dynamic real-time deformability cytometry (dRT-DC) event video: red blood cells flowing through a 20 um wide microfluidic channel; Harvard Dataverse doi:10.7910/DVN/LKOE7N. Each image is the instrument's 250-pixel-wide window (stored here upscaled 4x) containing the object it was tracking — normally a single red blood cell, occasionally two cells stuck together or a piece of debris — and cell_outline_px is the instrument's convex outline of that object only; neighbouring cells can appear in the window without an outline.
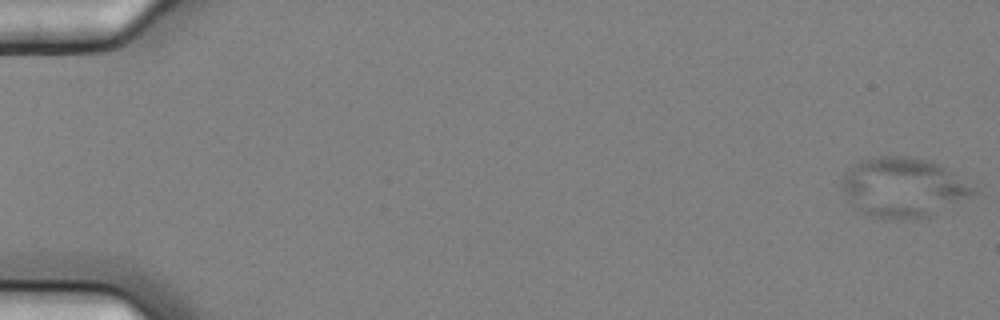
{"species": "common noctule bat (a hibernating species)", "species_latin": "Nyctalus noctula", "temperature_condition": "cold", "stored_images_in_passage": 7, "camera_frame_rate_fps": 3000, "um_per_image_px": 0.085, "animal": {"sex": "female", "body_mass_g": 25.1}, "frame": {"image": 1, "passage_image": 1, "time_ms": 0.0, "image_size_px": [1000, 320], "cell_outline_px": [[980, 192], [932, 216], [916, 220], [892, 220], [872, 216], [856, 208], [848, 200], [840, 184], [844, 176], [860, 160], [872, 156], [908, 156], [932, 160], [940, 164], [976, 188]], "centroid_in_image_um": [76.82, 15.94], "position_along_channel_um": 8.2, "area_um2": 46.07}}
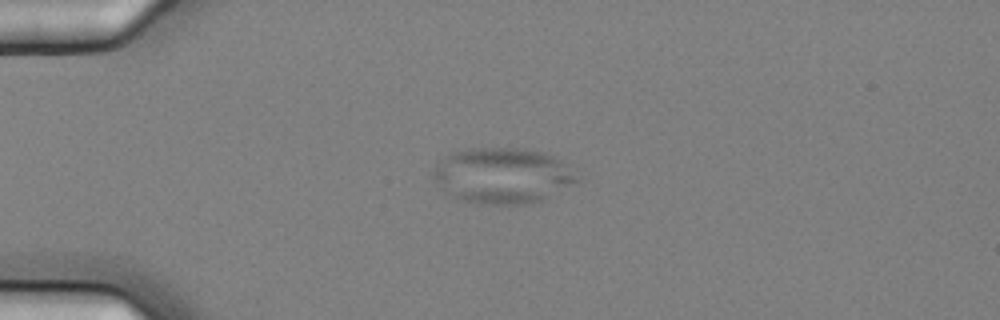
{"frame": {"image": 2, "passage_image": 5, "time_ms": 1.333, "image_size_px": [1000, 320], "cell_outline_px": [[584, 180], [544, 200], [532, 204], [480, 204], [464, 200], [452, 196], [444, 192], [436, 180], [436, 164], [444, 156], [452, 152], [468, 148], [516, 148], [540, 152], [552, 156], [560, 160]], "centroid_in_image_um": [42.78, 14.94], "position_along_channel_um": 42.2, "area_um2": 46.76}}